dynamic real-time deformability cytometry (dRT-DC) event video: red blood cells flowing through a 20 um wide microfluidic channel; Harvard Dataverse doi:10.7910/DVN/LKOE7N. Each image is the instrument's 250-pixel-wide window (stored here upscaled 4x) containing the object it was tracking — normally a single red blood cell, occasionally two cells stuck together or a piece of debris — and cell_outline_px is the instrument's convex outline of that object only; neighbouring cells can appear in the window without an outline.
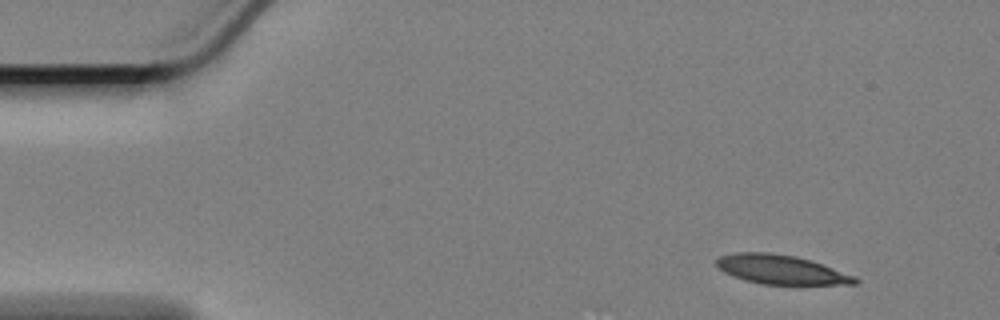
{"species": "Egyptian fruit bat (a non-hibernating species)", "species_latin": "Rousettus aegyptiacus", "temperature_condition": "cold", "stored_images_in_passage": 51, "camera_frame_rate_fps": 3000, "um_per_image_px": 0.085, "animal": {"sex": "female"}, "frame": {"image": 1, "passage_image": 1, "time_ms": 0.0, "image_size_px": [1000, 320], "cell_outline_px": [[860, 280], [856, 284], [760, 284], [744, 280], [724, 272], [716, 264], [716, 260], [720, 256], [736, 252], [772, 252], [796, 256], [856, 276]], "centroid_in_image_um": [66.37, 22.91], "position_along_channel_um": 18.6, "area_um2": 23.35}}
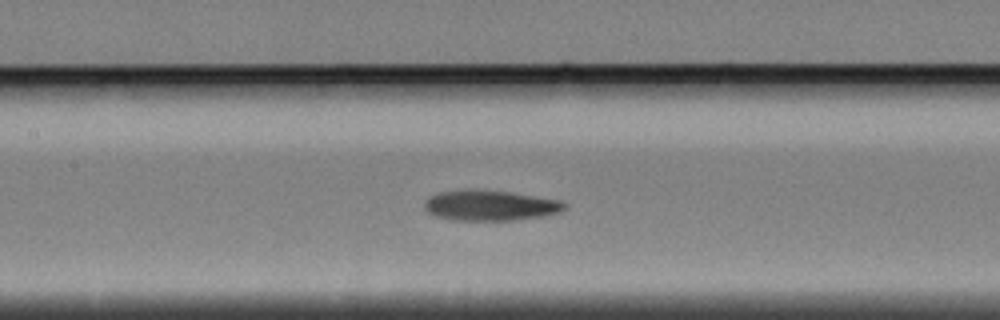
{"frame": {"image": 2, "passage_image": 22, "time_ms": 7.0, "image_size_px": [1000, 320], "cell_outline_px": [[564, 208], [560, 212], [540, 216], [516, 220], [452, 220], [436, 216], [428, 212], [424, 208], [424, 200], [428, 196], [440, 192], [512, 192], [560, 200], [564, 204]], "centroid_in_image_um": [41.65, 17.5], "position_along_channel_um": 165.7, "area_um2": 23.93}}
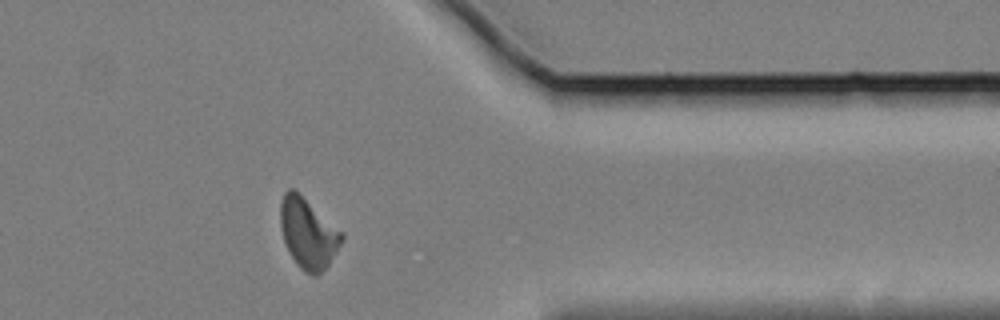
{"frame": {"image": 3, "passage_image": 43, "time_ms": 14.0, "image_size_px": [1000, 320], "cell_outline_px": [[344, 240], [328, 264], [316, 276], [312, 276], [304, 272], [296, 264], [284, 240], [280, 224], [280, 204], [284, 192], [288, 188], [292, 188], [344, 232]], "centroid_in_image_um": [26.2, 19.84], "position_along_channel_um": 385.2, "area_um2": 24.85}}